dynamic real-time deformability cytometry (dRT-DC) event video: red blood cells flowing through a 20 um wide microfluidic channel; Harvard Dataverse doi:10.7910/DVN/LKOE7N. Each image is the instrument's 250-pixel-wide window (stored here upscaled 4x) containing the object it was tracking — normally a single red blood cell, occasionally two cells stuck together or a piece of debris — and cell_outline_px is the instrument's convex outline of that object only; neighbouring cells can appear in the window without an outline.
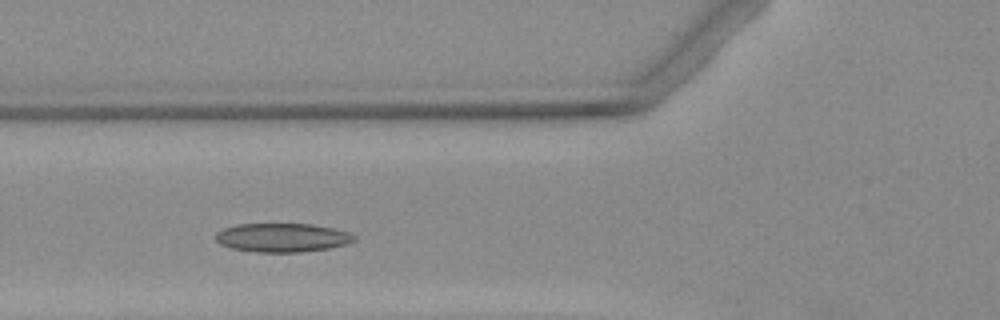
{"species": "Egyptian fruit bat (a non-hibernating species)", "species_latin": "Rousettus aegyptiacus", "temperature_condition": "warm", "stored_images_in_passage": 3, "camera_frame_rate_fps": 3000, "um_per_image_px": 0.085, "animal": {"sex": "female"}, "frame": {"image": 1, "passage_image": 3, "time_ms": 2.333, "image_size_px": [1000, 320], "cell_outline_px": [[356, 240], [344, 244], [328, 248], [300, 252], [256, 252], [232, 248], [220, 244], [216, 240], [216, 232], [224, 228], [236, 224], [312, 224], [332, 228], [348, 232], [356, 236]], "centroid_in_image_um": [23.97, 20.19], "position_along_channel_um": 101.8, "area_um2": 23.12}}